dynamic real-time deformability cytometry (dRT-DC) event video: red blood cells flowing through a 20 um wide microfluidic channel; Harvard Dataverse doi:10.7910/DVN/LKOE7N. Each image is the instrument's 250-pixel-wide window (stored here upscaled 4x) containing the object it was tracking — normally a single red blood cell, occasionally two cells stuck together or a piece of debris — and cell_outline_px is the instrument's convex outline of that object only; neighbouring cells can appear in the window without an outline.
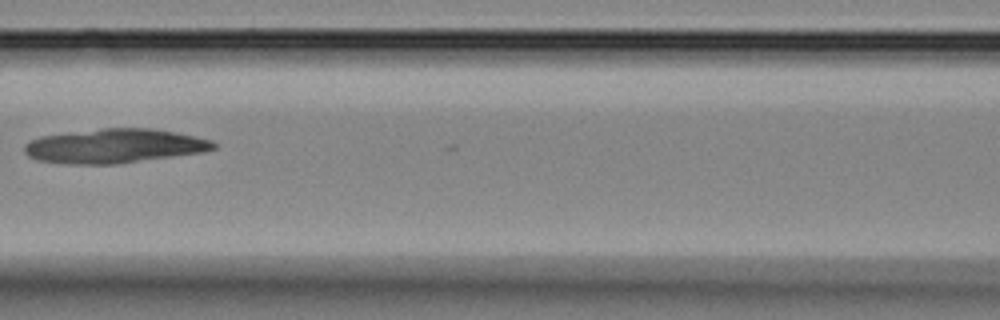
{"species": "Egyptian fruit bat (a non-hibernating species)", "species_latin": "Rousettus aegyptiacus", "temperature_condition": "room temperature", "stored_images_in_passage": 4, "camera_frame_rate_fps": 3000, "um_per_image_px": 0.085, "animal": {"sex": "female"}, "frame": {"image": 1, "passage_image": 3, "time_ms": 2.333, "image_size_px": [1000, 320], "cell_outline_px": [[216, 148], [204, 152], [116, 164], [64, 164], [36, 160], [28, 156], [24, 152], [24, 144], [40, 136], [104, 128], [152, 128], [176, 132], [212, 140], [216, 144]], "centroid_in_image_um": [9.72, 12.41], "position_along_channel_um": 156.9, "area_um2": 37.8}}